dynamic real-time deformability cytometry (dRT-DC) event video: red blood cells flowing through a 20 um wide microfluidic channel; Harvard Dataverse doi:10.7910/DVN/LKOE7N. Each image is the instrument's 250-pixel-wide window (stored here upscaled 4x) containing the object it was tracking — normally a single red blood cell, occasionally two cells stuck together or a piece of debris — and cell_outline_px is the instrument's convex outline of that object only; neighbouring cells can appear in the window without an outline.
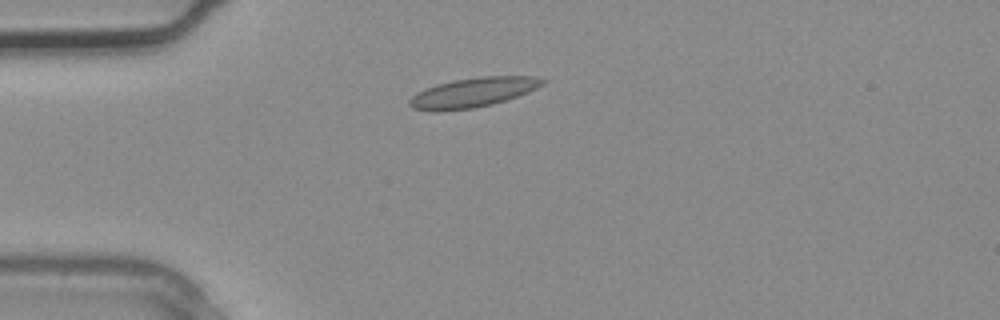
{"species": "common noctule bat (a hibernating species)", "species_latin": "Nyctalus noctula", "temperature_condition": "warm", "stored_images_in_passage": 8, "camera_frame_rate_fps": 3000, "um_per_image_px": 0.085, "animal": {"sex": "male", "body_mass_g": 20.4}, "frame": {"image": 1, "passage_image": 8, "time_ms": 2.333, "image_size_px": [1000, 320], "cell_outline_px": [[548, 80], [544, 84], [528, 92], [492, 104], [472, 108], [436, 112], [432, 112], [412, 108], [408, 104], [408, 100], [416, 92], [424, 88], [436, 84], [456, 80], [480, 76], [536, 76]], "centroid_in_image_um": [40.17, 7.86], "position_along_channel_um": 44.8, "area_um2": 23.06}}